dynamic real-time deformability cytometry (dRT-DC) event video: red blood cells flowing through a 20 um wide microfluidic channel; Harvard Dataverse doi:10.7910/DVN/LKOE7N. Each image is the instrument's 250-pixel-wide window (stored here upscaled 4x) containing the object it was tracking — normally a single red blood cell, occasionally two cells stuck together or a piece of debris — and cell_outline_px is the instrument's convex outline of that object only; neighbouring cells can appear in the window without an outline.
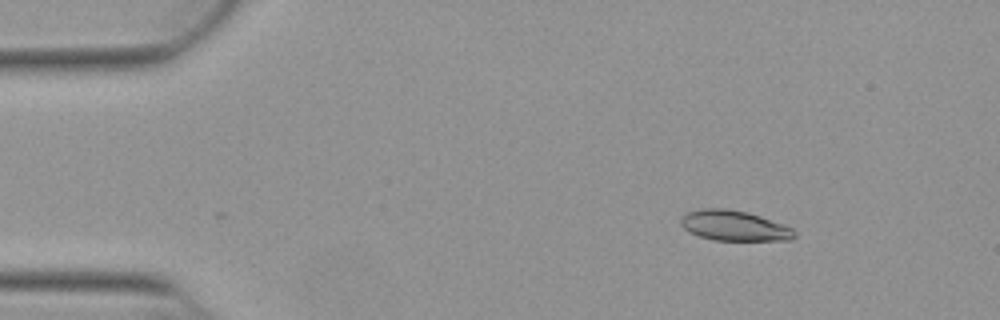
{"species": "Egyptian fruit bat (a non-hibernating species)", "species_latin": "Rousettus aegyptiacus", "temperature_condition": "warm", "stored_images_in_passage": 3, "camera_frame_rate_fps": 3000, "um_per_image_px": 0.085, "animal": {"sex": "female"}, "frame": {"image": 1, "passage_image": 3, "time_ms": 0.667, "image_size_px": [1000, 320], "cell_outline_px": [[796, 236], [792, 240], [712, 240], [700, 236], [684, 228], [680, 224], [680, 216], [684, 212], [700, 208], [724, 208], [748, 212], [784, 224], [792, 228], [796, 232]], "centroid_in_image_um": [62.39, 19.17], "position_along_channel_um": 22.6, "area_um2": 20.23}}